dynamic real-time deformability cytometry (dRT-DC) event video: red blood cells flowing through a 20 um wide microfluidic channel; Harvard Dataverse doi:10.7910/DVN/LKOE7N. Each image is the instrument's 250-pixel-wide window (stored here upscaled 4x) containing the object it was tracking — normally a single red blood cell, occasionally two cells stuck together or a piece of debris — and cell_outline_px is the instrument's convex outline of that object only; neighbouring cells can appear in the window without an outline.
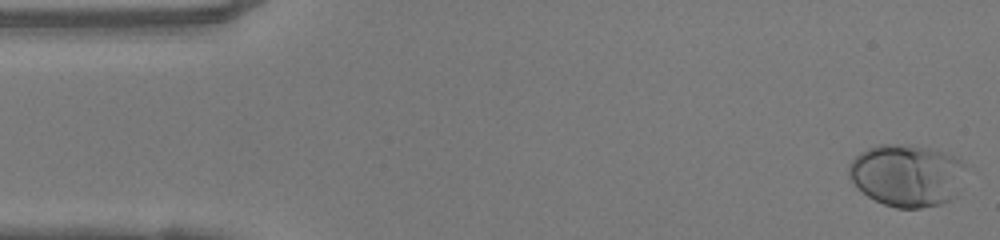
{"species": "human", "species_latin": "Homo sapiens", "temperature_condition": "warm", "stored_images_in_passage": 48, "camera_frame_rate_fps": 3000, "um_per_image_px": 0.085, "donor": {"sex": "female"}, "frame": {"image": 1, "passage_image": 1, "time_ms": 0.0, "image_size_px": [1000, 240], "cell_outline_px": [[964, 164], [956, 196], [952, 200], [940, 204], [920, 208], [896, 208], [884, 204], [868, 196], [848, 176], [848, 164], [860, 152], [868, 148], [880, 144], [908, 144], [932, 148], [944, 152], [960, 160]], "centroid_in_image_um": [77.06, 14.89], "position_along_channel_um": 7.9, "area_um2": 42.14}}
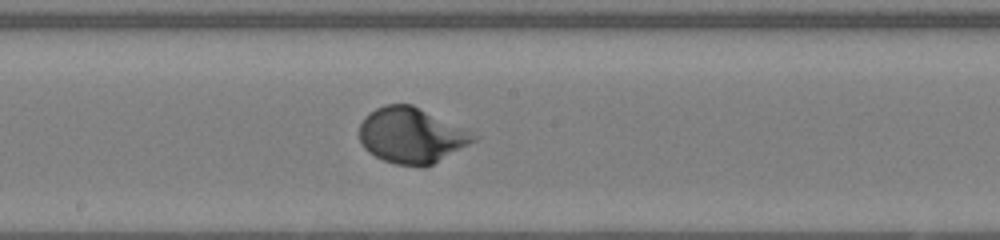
{"frame": {"image": 2, "passage_image": 25, "time_ms": 8.0, "image_size_px": [1000, 240], "cell_outline_px": [[480, 136], [476, 140], [432, 164], [424, 168], [420, 168], [396, 164], [384, 160], [368, 152], [364, 148], [360, 140], [360, 124], [364, 116], [368, 112], [384, 104], [412, 104], [468, 128]], "centroid_in_image_um": [35.0, 11.5], "position_along_channel_um": 213.2, "area_um2": 37.45}}
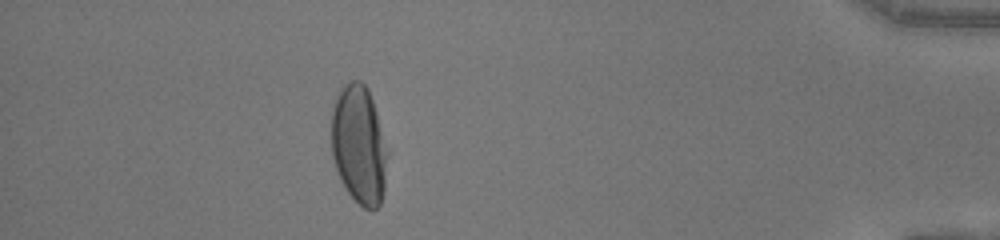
{"frame": {"image": 3, "passage_image": 43, "time_ms": 14.0, "image_size_px": [1000, 240], "cell_outline_px": [[388, 156], [384, 192], [380, 204], [376, 208], [364, 208], [348, 192], [340, 180], [332, 156], [332, 108], [336, 96], [340, 88], [344, 84], [352, 80], [360, 80], [368, 88], [376, 112], [388, 152]], "centroid_in_image_um": [30.51, 12.3], "position_along_channel_um": 404.7, "area_um2": 38.78}, "authors_computed_cell_mechanics": {"area_um2": 36.414, "velocity_mm_per_s": 4.1533, "shape_relaxation_time_tau1_ms": 3.2916, "shape_relaxation_time_tau2_ms": null, "deformation_change_tau1": 0.193, "deformation_change_tau2": null}}